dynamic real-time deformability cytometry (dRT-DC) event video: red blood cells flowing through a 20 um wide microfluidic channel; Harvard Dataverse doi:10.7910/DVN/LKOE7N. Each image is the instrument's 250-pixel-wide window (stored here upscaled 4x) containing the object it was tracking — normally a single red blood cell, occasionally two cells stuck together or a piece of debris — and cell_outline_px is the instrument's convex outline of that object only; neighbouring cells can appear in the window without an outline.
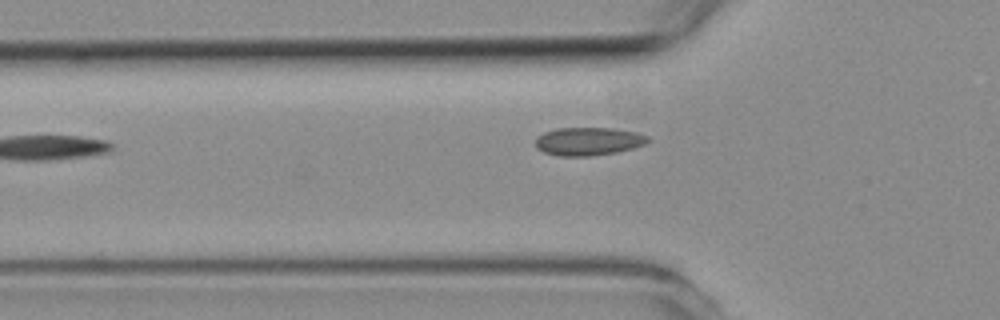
{"species": "common noctule bat (a hibernating species)", "species_latin": "Nyctalus noctula", "temperature_condition": "room temperature", "stored_images_in_passage": 6, "camera_frame_rate_fps": 3000, "um_per_image_px": 0.085, "animal": {"sex": "female", "body_mass_g": 19.3, "forearm_length_mm": 54.1}, "frame": {"image": 1, "passage_image": 6, "time_ms": 6.667, "image_size_px": [1000, 320], "cell_outline_px": [[652, 140], [644, 144], [632, 148], [616, 152], [592, 156], [556, 156], [544, 152], [536, 148], [536, 140], [544, 132], [556, 128], [612, 128], [636, 132], [648, 136]], "centroid_in_image_um": [50.02, 12.01], "position_along_channel_um": 75.8, "area_um2": 18.44}}